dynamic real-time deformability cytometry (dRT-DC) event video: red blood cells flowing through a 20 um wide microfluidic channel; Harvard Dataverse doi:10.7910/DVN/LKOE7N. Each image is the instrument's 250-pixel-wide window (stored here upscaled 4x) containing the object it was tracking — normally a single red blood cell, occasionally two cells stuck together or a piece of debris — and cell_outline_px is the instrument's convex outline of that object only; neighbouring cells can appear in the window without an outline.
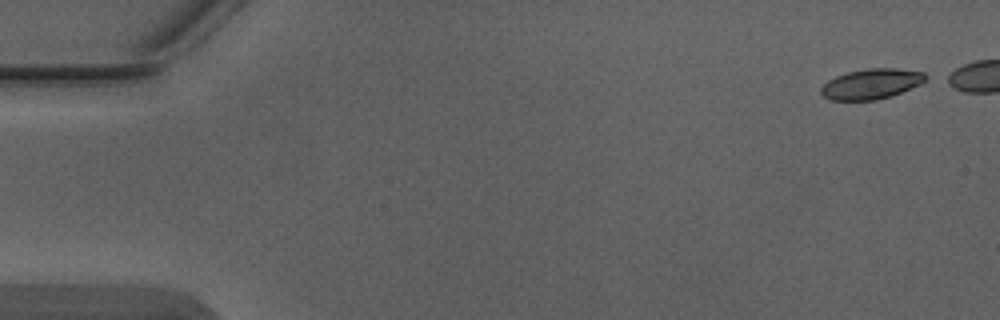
{"species": "Egyptian fruit bat (a non-hibernating species)", "species_latin": "Rousettus aegyptiacus", "temperature_condition": "warm", "stored_images_in_passage": 5, "camera_frame_rate_fps": 3000, "um_per_image_px": 0.085, "animal": {"sex": "male"}, "frame": {"image": 1, "passage_image": 1, "time_ms": 0.0, "image_size_px": [1000, 320], "cell_outline_px": [[932, 76], [920, 84], [892, 96], [876, 100], [828, 100], [820, 92], [820, 88], [828, 80], [836, 76], [848, 72], [868, 68], [896, 68], [924, 72]], "centroid_in_image_um": [74.1, 7.13], "position_along_channel_um": 10.9, "area_um2": 18.61}}